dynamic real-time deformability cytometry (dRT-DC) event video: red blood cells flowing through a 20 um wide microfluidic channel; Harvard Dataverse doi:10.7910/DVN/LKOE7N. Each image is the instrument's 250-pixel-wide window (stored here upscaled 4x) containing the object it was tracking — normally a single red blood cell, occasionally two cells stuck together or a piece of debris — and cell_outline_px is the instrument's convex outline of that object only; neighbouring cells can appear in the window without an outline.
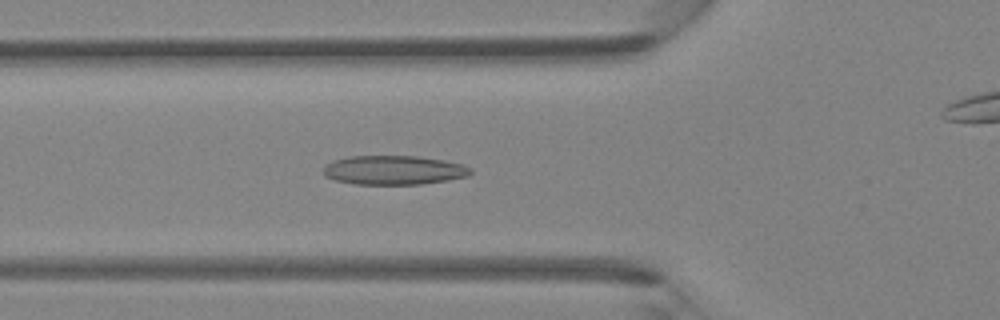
{"species": "Egyptian fruit bat (a non-hibernating species)", "species_latin": "Rousettus aegyptiacus", "temperature_condition": "room temperature", "stored_images_in_passage": 46, "camera_frame_rate_fps": 3000, "um_per_image_px": 0.085, "animal": {"sex": "female"}, "frame": {"image": 1, "passage_image": 16, "time_ms": 5.0, "image_size_px": [1000, 320], "cell_outline_px": [[472, 172], [468, 176], [448, 180], [420, 184], [352, 184], [336, 180], [324, 176], [324, 164], [332, 160], [348, 156], [416, 156], [444, 160], [464, 164], [472, 168]], "centroid_in_image_um": [33.47, 14.45], "position_along_channel_um": 92.3, "area_um2": 25.2}}
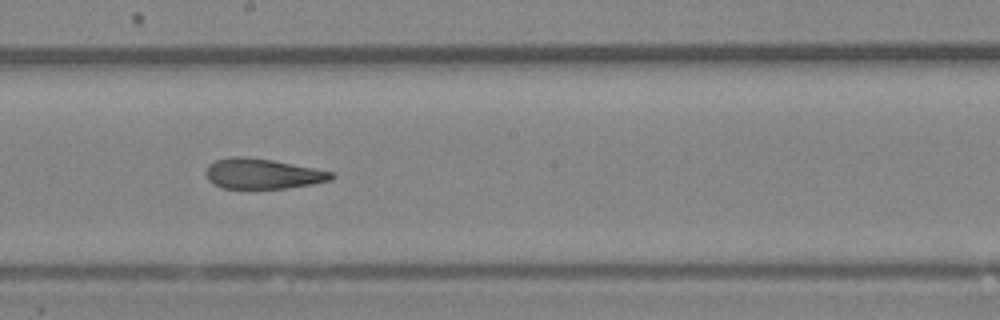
{"frame": {"image": 2, "passage_image": 25, "time_ms": 8.0, "image_size_px": [1000, 320], "cell_outline_px": [[336, 176], [332, 180], [312, 184], [288, 188], [220, 188], [212, 184], [204, 176], [204, 172], [208, 164], [216, 160], [232, 156], [244, 156], [272, 160], [316, 168], [336, 172]], "centroid_in_image_um": [22.31, 14.77], "position_along_channel_um": 225.9, "area_um2": 22.54}}
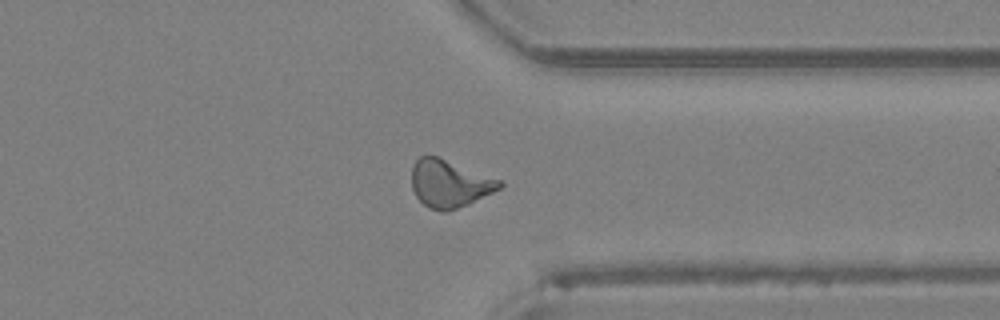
{"frame": {"image": 3, "passage_image": 35, "time_ms": 11.333, "image_size_px": [1000, 320], "cell_outline_px": [[504, 184], [500, 188], [468, 204], [444, 212], [428, 208], [416, 196], [412, 188], [412, 164], [420, 156], [436, 156], [504, 180]], "centroid_in_image_um": [38.21, 15.6], "position_along_channel_um": 373.2, "area_um2": 24.28}}